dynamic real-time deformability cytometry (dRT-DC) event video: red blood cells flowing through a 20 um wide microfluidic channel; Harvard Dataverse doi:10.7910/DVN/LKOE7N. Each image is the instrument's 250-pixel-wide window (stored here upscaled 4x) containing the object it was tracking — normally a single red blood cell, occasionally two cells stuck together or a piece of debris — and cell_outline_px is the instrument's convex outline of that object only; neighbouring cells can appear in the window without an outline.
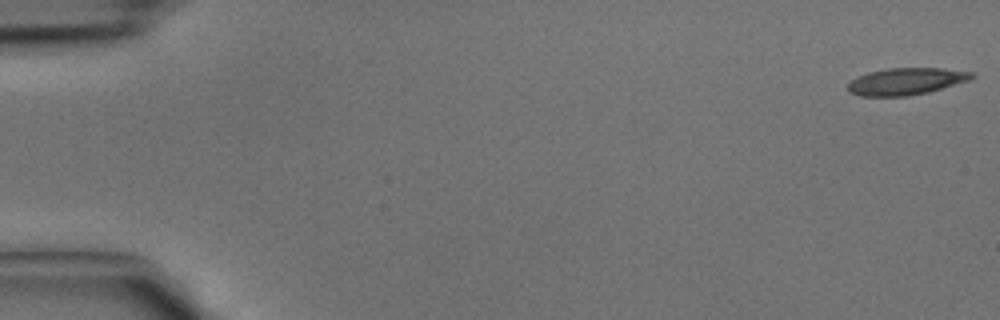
{"species": "common noctule bat (a hibernating species)", "species_latin": "Nyctalus noctula", "temperature_condition": "cold", "stored_images_in_passage": 43, "camera_frame_rate_fps": 3000, "um_per_image_px": 0.085, "animal": {"sex": "male", "body_mass_g": 15.6}, "frame": {"image": 1, "passage_image": 1, "time_ms": 0.0, "image_size_px": [1000, 320], "cell_outline_px": [[976, 76], [968, 80], [928, 92], [908, 96], [860, 96], [848, 92], [848, 84], [856, 76], [868, 72], [888, 68], [940, 68], [976, 72]], "centroid_in_image_um": [77.0, 6.91], "position_along_channel_um": 8.0, "area_um2": 19.48}}
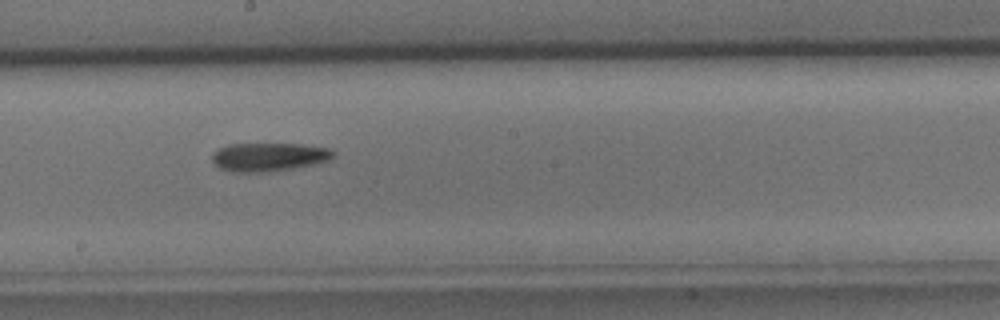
{"frame": {"image": 2, "passage_image": 24, "time_ms": 7.667, "image_size_px": [1000, 320], "cell_outline_px": [[336, 156], [328, 160], [316, 164], [292, 168], [264, 172], [236, 172], [220, 168], [212, 160], [212, 152], [216, 148], [228, 144], [304, 144], [332, 148], [336, 152]], "centroid_in_image_um": [22.88, 13.32], "position_along_channel_um": 225.3, "area_um2": 20.35}}
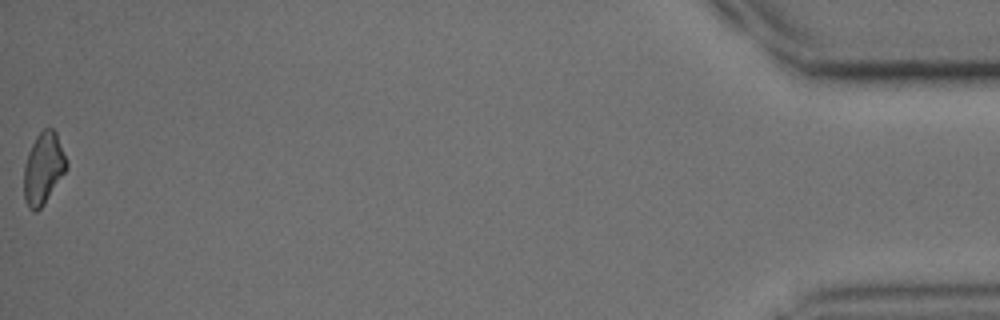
{"frame": {"image": 3, "passage_image": 43, "time_ms": 14.0, "image_size_px": [1000, 320], "cell_outline_px": [[68, 168], [44, 204], [36, 212], [32, 212], [28, 208], [24, 200], [24, 164], [28, 152], [36, 136], [44, 128], [52, 128], [56, 132], [68, 160]], "centroid_in_image_um": [3.69, 14.32], "position_along_channel_um": 431.5, "area_um2": 18.03}}